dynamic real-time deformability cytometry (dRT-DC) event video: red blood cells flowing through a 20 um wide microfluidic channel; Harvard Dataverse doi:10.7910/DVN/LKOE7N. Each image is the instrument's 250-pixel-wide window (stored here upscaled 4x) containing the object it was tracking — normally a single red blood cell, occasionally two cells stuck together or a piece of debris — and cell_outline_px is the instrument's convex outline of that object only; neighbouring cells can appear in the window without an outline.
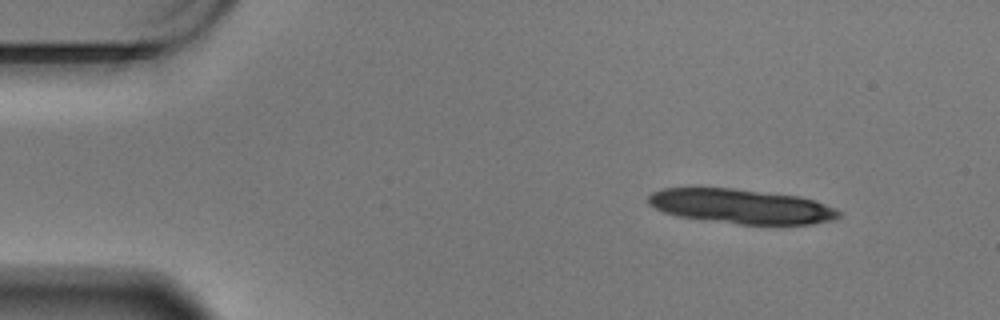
{"species": "Egyptian fruit bat (a non-hibernating species)", "species_latin": "Rousettus aegyptiacus", "temperature_condition": "warm", "stored_images_in_passage": 16, "camera_frame_rate_fps": 3000, "um_per_image_px": 0.085, "animal": {"sex": "male"}, "frame": {"image": 1, "passage_image": 6, "time_ms": 1.667, "image_size_px": [1000, 320], "cell_outline_px": [[840, 216], [832, 220], [812, 224], [740, 224], [676, 216], [664, 212], [648, 204], [648, 196], [652, 192], [660, 188], [732, 188], [800, 196], [836, 208], [840, 212]], "centroid_in_image_um": [62.98, 17.53], "position_along_channel_um": 22.0, "area_um2": 38.21}}